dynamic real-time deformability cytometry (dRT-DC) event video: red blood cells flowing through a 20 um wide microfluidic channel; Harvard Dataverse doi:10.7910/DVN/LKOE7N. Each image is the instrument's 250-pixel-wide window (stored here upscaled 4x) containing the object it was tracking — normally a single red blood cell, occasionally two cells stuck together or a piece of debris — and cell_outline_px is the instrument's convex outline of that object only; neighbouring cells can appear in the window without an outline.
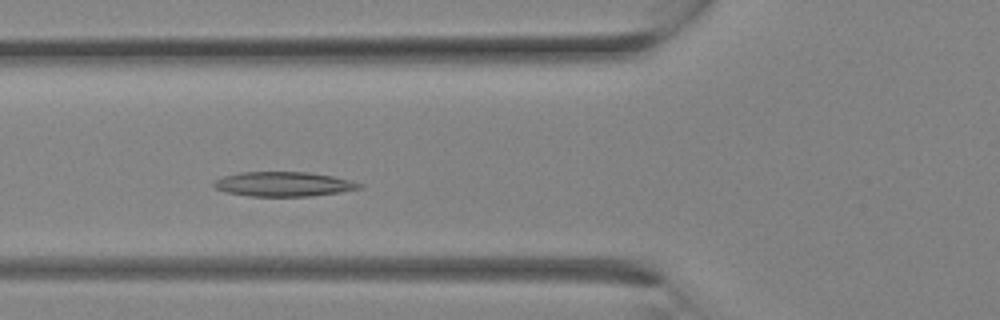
{"species": "Egyptian fruit bat (a non-hibernating species)", "species_latin": "Rousettus aegyptiacus", "temperature_condition": "room temperature", "stored_images_in_passage": 11, "camera_frame_rate_fps": 3000, "um_per_image_px": 0.085, "animal": {"sex": "female"}, "frame": {"image": 1, "passage_image": 4, "time_ms": 1.0, "image_size_px": [1000, 320], "cell_outline_px": [[364, 188], [340, 192], [308, 196], [252, 196], [224, 192], [216, 188], [212, 184], [212, 180], [224, 176], [240, 172], [308, 172], [332, 176], [364, 184]], "centroid_in_image_um": [24.08, 15.65], "position_along_channel_um": 101.7, "area_um2": 20.87}}
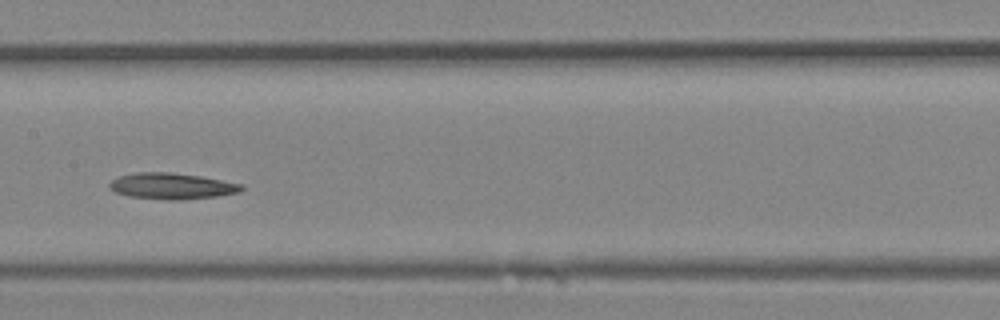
{"frame": {"image": 2, "passage_image": 8, "time_ms": 2.333, "image_size_px": [1000, 320], "cell_outline_px": [[244, 188], [240, 192], [216, 196], [180, 200], [168, 200], [128, 196], [116, 192], [108, 188], [108, 184], [112, 180], [120, 176], [136, 172], [172, 172], [200, 176], [244, 184]], "centroid_in_image_um": [14.61, 15.81], "position_along_channel_um": 192.8, "area_um2": 20.17}}
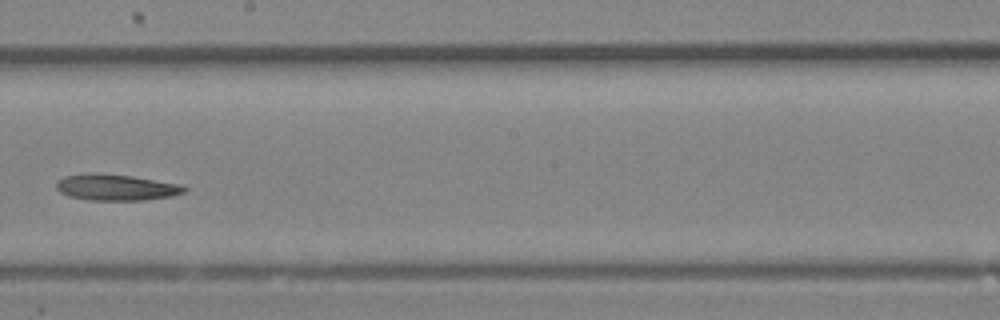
{"frame": {"image": 3, "passage_image": 10, "time_ms": 3.0, "image_size_px": [1000, 320], "cell_outline_px": [[188, 188], [184, 192], [172, 196], [144, 200], [88, 200], [68, 196], [60, 192], [56, 188], [56, 180], [64, 176], [88, 172], [96, 172], [132, 176], [180, 184]], "centroid_in_image_um": [9.82, 15.91], "position_along_channel_um": 238.4, "area_um2": 19.77}}